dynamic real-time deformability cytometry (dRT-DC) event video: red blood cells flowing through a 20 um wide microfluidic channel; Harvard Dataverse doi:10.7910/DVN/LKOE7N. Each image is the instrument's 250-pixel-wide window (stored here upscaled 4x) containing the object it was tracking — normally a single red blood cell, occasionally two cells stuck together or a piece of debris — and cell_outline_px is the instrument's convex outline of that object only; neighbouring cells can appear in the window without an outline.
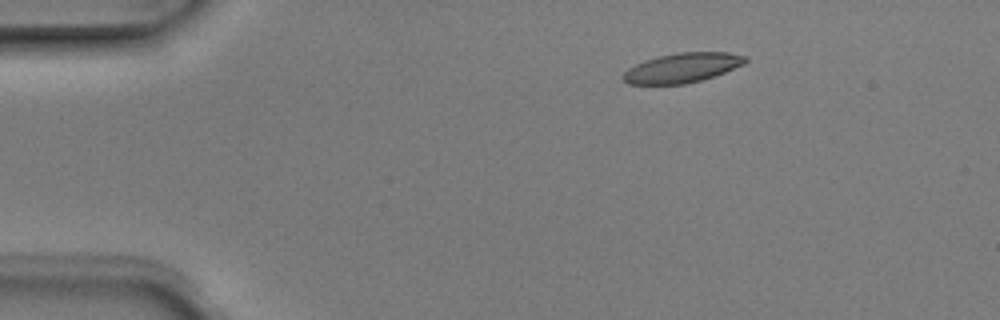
{"species": "Egyptian fruit bat (a non-hibernating species)", "species_latin": "Rousettus aegyptiacus", "temperature_condition": "room temperature", "stored_images_in_passage": 5, "camera_frame_rate_fps": 3000, "um_per_image_px": 0.085, "animal": {"sex": "male"}, "frame": {"image": 1, "passage_image": 3, "time_ms": 0.667, "image_size_px": [1000, 320], "cell_outline_px": [[748, 60], [744, 64], [724, 72], [700, 80], [684, 84], [628, 84], [624, 80], [624, 72], [628, 68], [644, 60], [676, 52], [728, 52], [748, 56]], "centroid_in_image_um": [58.01, 5.75], "position_along_channel_um": 27.0, "area_um2": 20.92}}
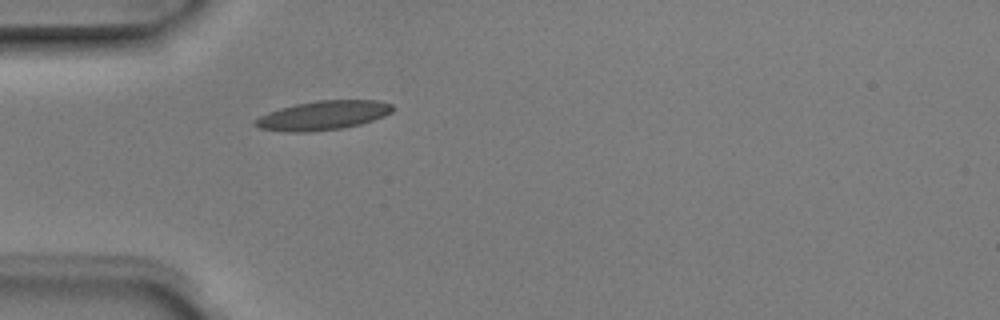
{"frame": {"image": 2, "passage_image": 5, "time_ms": 1.333, "image_size_px": [1000, 320], "cell_outline_px": [[396, 108], [392, 112], [384, 116], [360, 124], [340, 128], [308, 132], [292, 132], [260, 128], [252, 124], [252, 120], [268, 112], [280, 108], [296, 104], [320, 100], [376, 100], [392, 104]], "centroid_in_image_um": [27.46, 9.8], "position_along_channel_um": 57.5, "area_um2": 23.24}}